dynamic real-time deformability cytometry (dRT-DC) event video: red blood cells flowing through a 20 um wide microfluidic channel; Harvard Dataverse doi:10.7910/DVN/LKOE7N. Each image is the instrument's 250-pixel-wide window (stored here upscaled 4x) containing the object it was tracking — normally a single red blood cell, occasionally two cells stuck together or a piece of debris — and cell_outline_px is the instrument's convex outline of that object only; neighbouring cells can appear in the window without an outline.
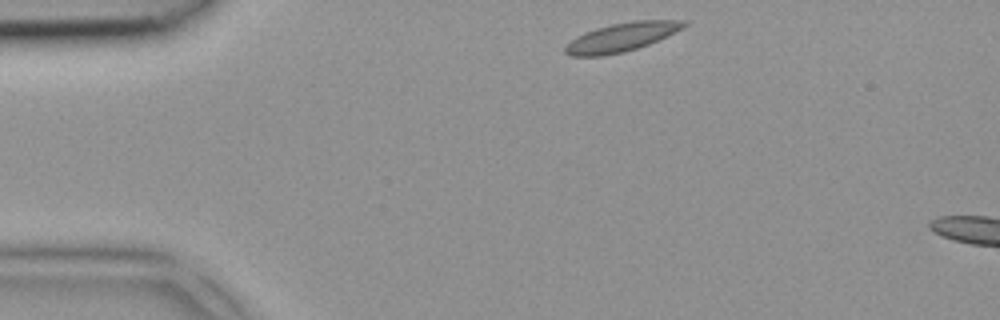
{"species": "common noctule bat (a hibernating species)", "species_latin": "Nyctalus noctula", "temperature_condition": "room temperature", "stored_images_in_passage": 2, "camera_frame_rate_fps": 3000, "um_per_image_px": 0.085, "animal": {"sex": "female", "body_mass_g": 18.4}, "frame": {"image": 1, "passage_image": 1, "time_ms": 0.0, "image_size_px": [1000, 320], "cell_outline_px": [[688, 24], [684, 28], [648, 44], [624, 52], [604, 56], [572, 56], [564, 52], [564, 48], [576, 36], [596, 28], [612, 24], [632, 20], [684, 20]], "centroid_in_image_um": [52.84, 3.15], "position_along_channel_um": 32.2, "area_um2": 19.71}}